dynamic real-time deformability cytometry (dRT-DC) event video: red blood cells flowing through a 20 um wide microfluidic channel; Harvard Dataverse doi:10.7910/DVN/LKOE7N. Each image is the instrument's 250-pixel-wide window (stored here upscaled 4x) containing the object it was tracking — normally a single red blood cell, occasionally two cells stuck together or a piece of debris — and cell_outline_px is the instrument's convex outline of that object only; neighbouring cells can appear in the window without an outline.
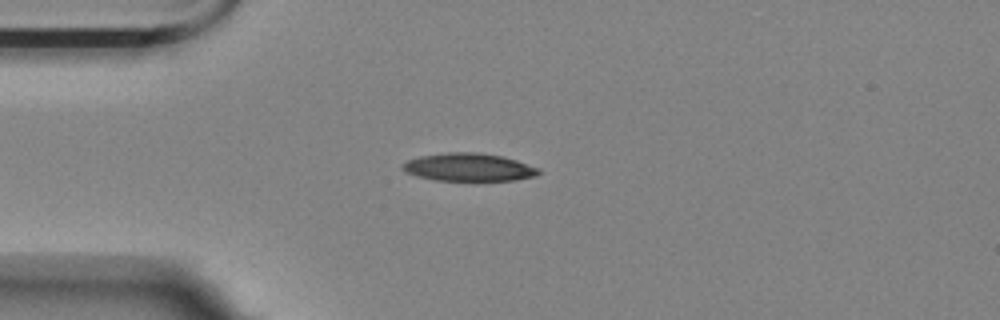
{"species": "Egyptian fruit bat (a non-hibernating species)", "species_latin": "Rousettus aegyptiacus", "temperature_condition": "room temperature", "stored_images_in_passage": 11, "camera_frame_rate_fps": 3000, "um_per_image_px": 0.085, "animal": {"sex": "female"}, "frame": {"image": 1, "passage_image": 2, "time_ms": 2.667, "image_size_px": [1000, 320], "cell_outline_px": [[540, 172], [536, 176], [512, 180], [436, 180], [416, 176], [404, 172], [400, 168], [400, 164], [408, 160], [420, 156], [448, 152], [480, 152], [500, 156], [516, 160], [540, 168]], "centroid_in_image_um": [39.8, 14.21], "position_along_channel_um": 45.2, "area_um2": 22.14}}
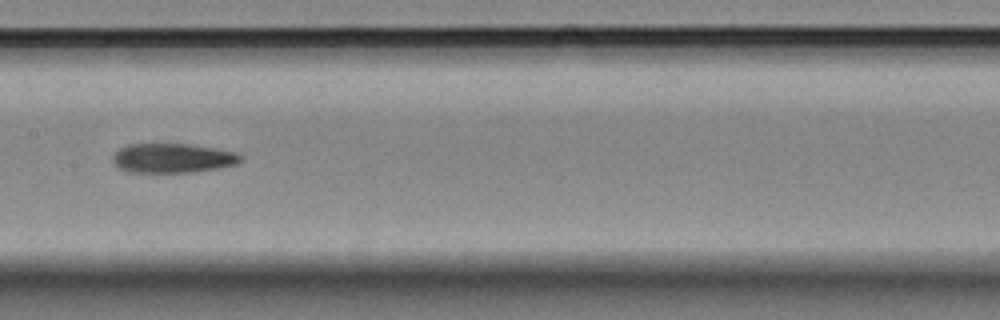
{"frame": {"image": 2, "passage_image": 6, "time_ms": 7.333, "image_size_px": [1000, 320], "cell_outline_px": [[244, 156], [236, 164], [220, 168], [192, 172], [128, 172], [120, 168], [112, 160], [112, 156], [120, 148], [128, 144], [188, 144], [216, 148], [236, 152]], "centroid_in_image_um": [14.7, 13.44], "position_along_channel_um": 192.7, "area_um2": 21.91}}
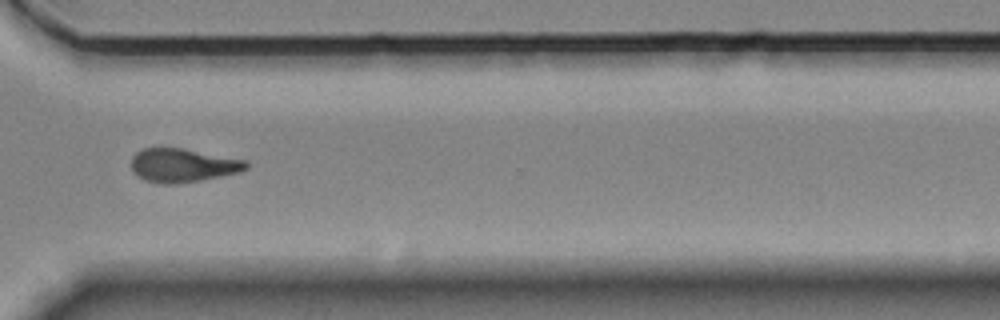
{"frame": {"image": 3, "passage_image": 10, "time_ms": 12.0, "image_size_px": [1000, 320], "cell_outline_px": [[248, 168], [240, 172], [200, 180], [168, 184], [164, 184], [144, 180], [136, 176], [132, 172], [132, 156], [136, 152], [144, 148], [180, 148], [244, 160], [248, 164]], "centroid_in_image_um": [15.49, 14.06], "position_along_channel_um": 355.1, "area_um2": 22.2}, "authors_computed_cell_mechanics": {"area_um2": 22.1952, "velocity_mm_per_s": 3.4957, "shape_relaxation_time_tau1_ms": null, "shape_relaxation_time_tau2_ms": 10.0287, "deformation_change_tau1": null, "deformation_change_tau2": 0.1984}}